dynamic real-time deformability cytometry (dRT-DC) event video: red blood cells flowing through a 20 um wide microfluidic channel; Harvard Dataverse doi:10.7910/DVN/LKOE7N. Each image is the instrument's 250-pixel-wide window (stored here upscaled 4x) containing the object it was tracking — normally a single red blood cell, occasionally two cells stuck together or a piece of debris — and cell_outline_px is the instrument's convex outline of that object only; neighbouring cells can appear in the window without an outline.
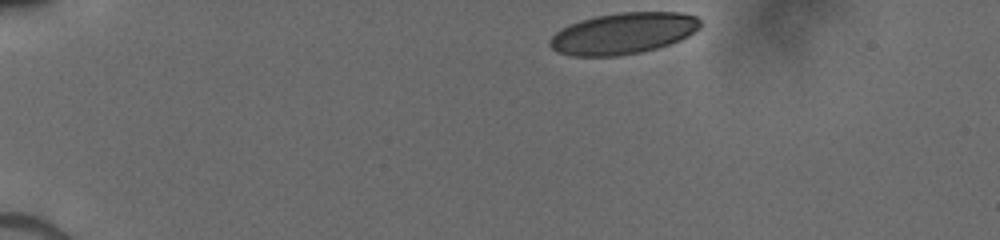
{"species": "human", "species_latin": "Homo sapiens", "temperature_condition": "cold", "stored_images_in_passage": 40, "camera_frame_rate_fps": 3000, "um_per_image_px": 0.085, "donor": {"sex": "male"}, "frame": {"image": 1, "passage_image": 1, "time_ms": 0.0, "image_size_px": [1000, 240], "cell_outline_px": [[700, 28], [688, 36], [680, 40], [656, 48], [640, 52], [620, 56], [572, 56], [556, 52], [548, 44], [548, 40], [560, 28], [568, 24], [580, 20], [596, 16], [620, 12], [680, 12], [696, 16], [700, 20]], "centroid_in_image_um": [52.94, 2.84], "position_along_channel_um": 32.1, "area_um2": 36.41}}
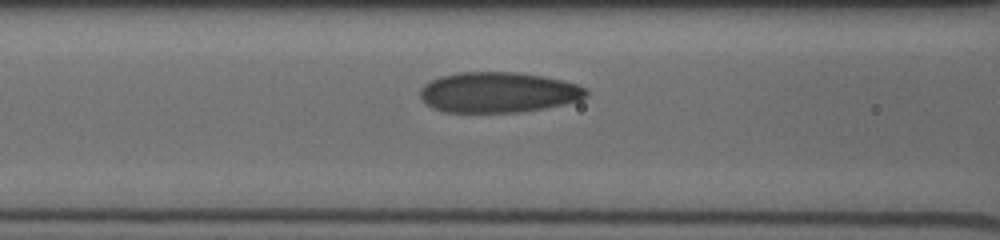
{"frame": {"image": 2, "passage_image": 23, "time_ms": 4.333, "image_size_px": [1000, 240], "cell_outline_px": [[588, 92], [580, 100], [564, 104], [544, 108], [520, 112], [444, 112], [432, 108], [424, 104], [420, 96], [420, 88], [424, 84], [440, 76], [460, 72], [516, 72], [544, 76], [576, 84], [584, 88]], "centroid_in_image_um": [42.3, 7.85], "position_along_channel_um": 124.3, "area_um2": 39.19}}
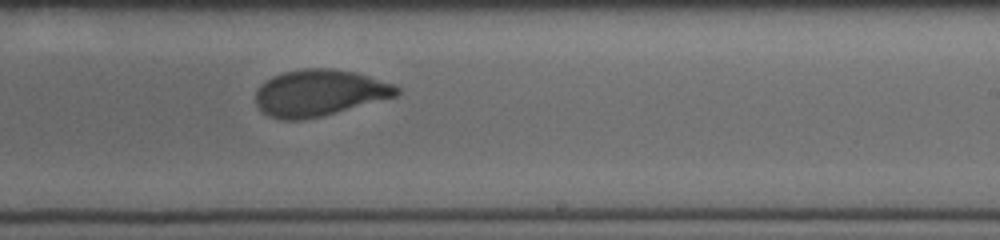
{"frame": {"image": 3, "passage_image": 39, "time_ms": 7.667, "image_size_px": [1000, 240], "cell_outline_px": [[400, 92], [396, 96], [336, 112], [304, 120], [280, 120], [268, 116], [256, 104], [256, 88], [260, 84], [272, 76], [280, 72], [300, 68], [332, 68], [356, 72], [392, 84], [400, 88]], "centroid_in_image_um": [27.09, 7.88], "position_along_channel_um": 261.9, "area_um2": 38.26}}